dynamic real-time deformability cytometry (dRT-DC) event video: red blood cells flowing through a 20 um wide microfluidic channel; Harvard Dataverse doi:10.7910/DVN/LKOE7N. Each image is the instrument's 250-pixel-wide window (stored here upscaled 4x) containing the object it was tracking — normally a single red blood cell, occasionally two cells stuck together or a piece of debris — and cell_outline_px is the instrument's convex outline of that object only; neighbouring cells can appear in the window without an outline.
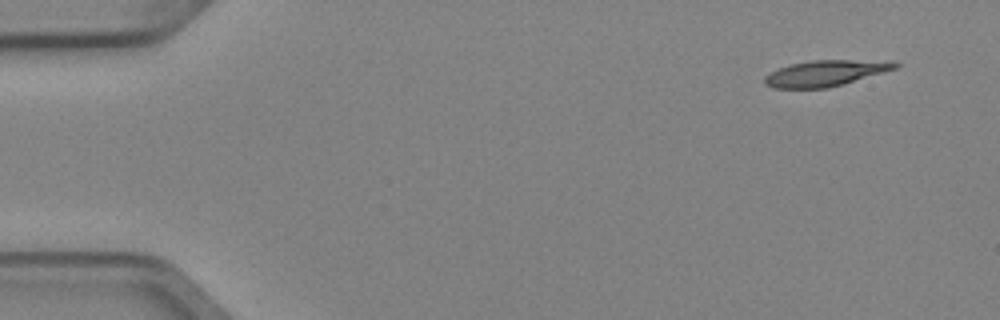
{"species": "Egyptian fruit bat (a non-hibernating species)", "species_latin": "Rousettus aegyptiacus", "temperature_condition": "cold", "stored_images_in_passage": 4, "camera_frame_rate_fps": 3000, "um_per_image_px": 0.085, "animal": {"sex": "female"}, "frame": {"image": 1, "passage_image": 1, "time_ms": 0.0, "image_size_px": [1000, 320], "cell_outline_px": [[900, 64], [896, 68], [844, 84], [828, 88], [772, 88], [764, 84], [764, 76], [780, 68], [792, 64], [808, 60], [892, 60]], "centroid_in_image_um": [70.19, 6.21], "position_along_channel_um": 14.8, "area_um2": 19.77}}
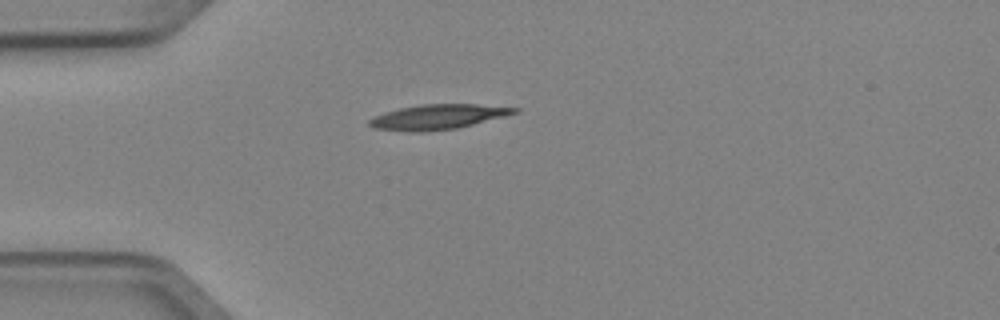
{"frame": {"image": 2, "passage_image": 4, "time_ms": 1.0, "image_size_px": [1000, 320], "cell_outline_px": [[520, 112], [456, 128], [424, 132], [412, 132], [376, 128], [368, 124], [368, 120], [384, 112], [400, 108], [420, 104], [476, 104], [520, 108]], "centroid_in_image_um": [37.23, 9.93], "position_along_channel_um": 47.8, "area_um2": 20.87}}